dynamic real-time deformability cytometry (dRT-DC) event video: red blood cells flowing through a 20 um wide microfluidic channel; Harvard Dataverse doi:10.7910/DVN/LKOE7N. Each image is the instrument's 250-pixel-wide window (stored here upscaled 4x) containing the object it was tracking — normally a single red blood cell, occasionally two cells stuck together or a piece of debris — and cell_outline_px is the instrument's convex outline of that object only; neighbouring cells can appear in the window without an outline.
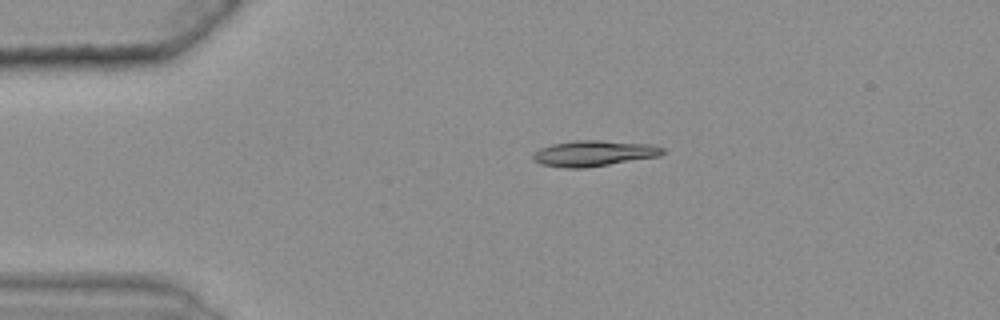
{"species": "common noctule bat (a hibernating species)", "species_latin": "Nyctalus noctula", "temperature_condition": "warm", "stored_images_in_passage": 39, "camera_frame_rate_fps": 3000, "um_per_image_px": 0.085, "animal": {"sex": "female", "body_mass_g": 25.1}, "frame": {"image": 1, "passage_image": 2, "time_ms": 0.333, "image_size_px": [1000, 320], "cell_outline_px": [[664, 152], [660, 156], [588, 168], [564, 168], [540, 164], [532, 160], [532, 156], [540, 148], [552, 144], [572, 140], [600, 140], [652, 144], [664, 148]], "centroid_in_image_um": [50.47, 13.04], "position_along_channel_um": 34.5, "area_um2": 19.71}}
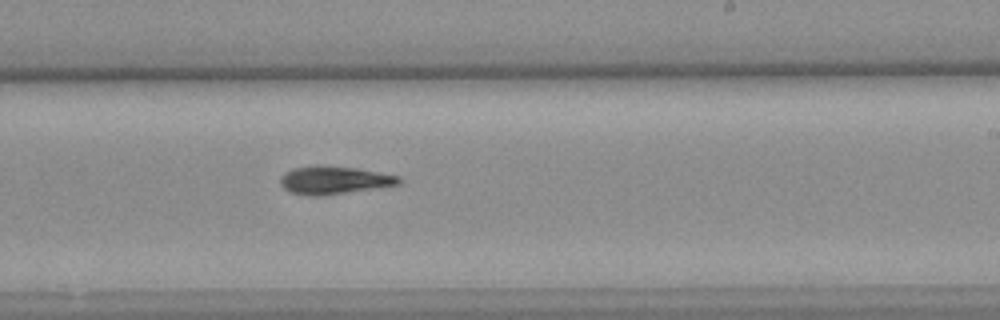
{"frame": {"image": 2, "passage_image": 24, "time_ms": 7.667, "image_size_px": [1000, 320], "cell_outline_px": [[404, 180], [400, 184], [320, 196], [308, 196], [292, 192], [284, 188], [280, 184], [280, 176], [284, 172], [292, 168], [316, 164], [352, 168], [400, 176]], "centroid_in_image_um": [28.34, 15.3], "position_along_channel_um": 260.7, "area_um2": 19.25}}
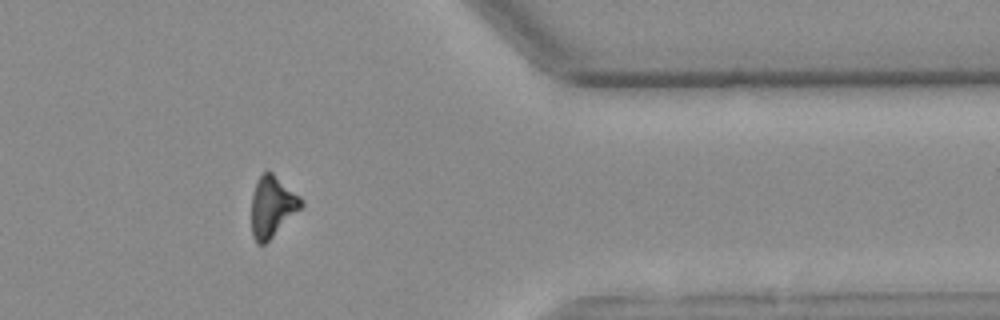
{"frame": {"image": 3, "passage_image": 36, "time_ms": 11.667, "image_size_px": [1000, 320], "cell_outline_px": [[304, 204], [264, 244], [256, 244], [252, 236], [252, 192], [256, 180], [264, 172], [272, 172], [300, 196], [304, 200]], "centroid_in_image_um": [23.12, 17.53], "position_along_channel_um": 388.3, "area_um2": 17.34}}